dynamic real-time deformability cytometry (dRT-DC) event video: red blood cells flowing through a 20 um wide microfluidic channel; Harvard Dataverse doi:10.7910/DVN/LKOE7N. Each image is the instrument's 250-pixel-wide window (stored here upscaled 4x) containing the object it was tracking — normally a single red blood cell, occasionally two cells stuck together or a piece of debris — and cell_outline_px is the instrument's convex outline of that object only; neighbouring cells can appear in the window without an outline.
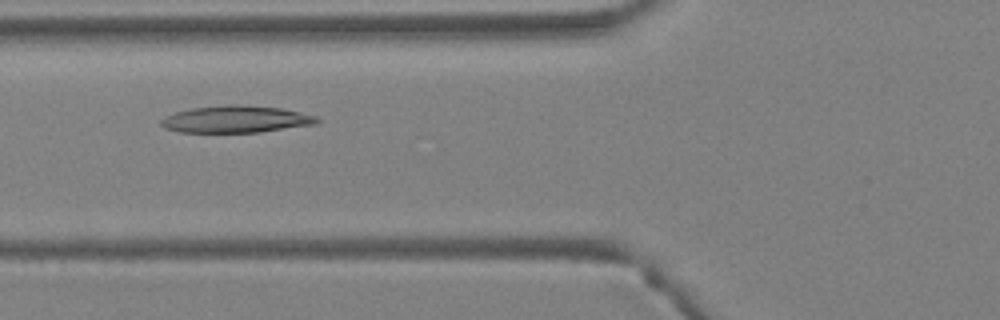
{"species": "Egyptian fruit bat (a non-hibernating species)", "species_latin": "Rousettus aegyptiacus", "temperature_condition": "warm", "stored_images_in_passage": 4, "camera_frame_rate_fps": 3000, "um_per_image_px": 0.085, "animal": {"sex": "female"}, "frame": {"image": 1, "passage_image": 4, "time_ms": 1.0, "image_size_px": [1000, 320], "cell_outline_px": [[320, 120], [316, 124], [260, 132], [180, 132], [164, 128], [160, 124], [160, 120], [164, 116], [176, 112], [192, 108], [228, 104], [236, 104], [280, 108], [316, 116]], "centroid_in_image_um": [20.02, 10.13], "position_along_channel_um": 105.8, "area_um2": 24.45}}